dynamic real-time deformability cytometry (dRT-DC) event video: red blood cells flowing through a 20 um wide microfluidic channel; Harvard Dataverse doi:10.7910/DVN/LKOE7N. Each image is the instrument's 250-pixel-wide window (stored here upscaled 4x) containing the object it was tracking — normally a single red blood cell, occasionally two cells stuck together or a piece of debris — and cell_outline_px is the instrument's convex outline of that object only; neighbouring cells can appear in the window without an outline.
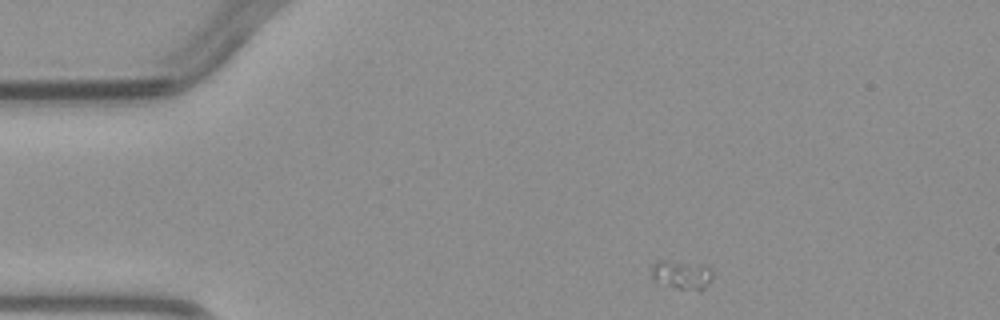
{"species": "common noctule bat (a hibernating species)", "species_latin": "Nyctalus noctula", "temperature_condition": "warm", "stored_images_in_passage": 2, "camera_frame_rate_fps": 3000, "um_per_image_px": 0.085, "animal": {"sex": "male", "body_mass_g": 23.1, "forearm_length_mm": 52.7}, "frame": {"image": 1, "passage_image": 1, "time_ms": 0.0, "image_size_px": [1000, 320], "cell_outline_px": [[712, 280], [704, 288], [680, 288], [656, 284], [652, 280], [652, 264], [660, 260], [708, 264], [712, 268]], "centroid_in_image_um": [57.94, 23.32], "position_along_channel_um": 27.1, "area_um2": 10.4}}